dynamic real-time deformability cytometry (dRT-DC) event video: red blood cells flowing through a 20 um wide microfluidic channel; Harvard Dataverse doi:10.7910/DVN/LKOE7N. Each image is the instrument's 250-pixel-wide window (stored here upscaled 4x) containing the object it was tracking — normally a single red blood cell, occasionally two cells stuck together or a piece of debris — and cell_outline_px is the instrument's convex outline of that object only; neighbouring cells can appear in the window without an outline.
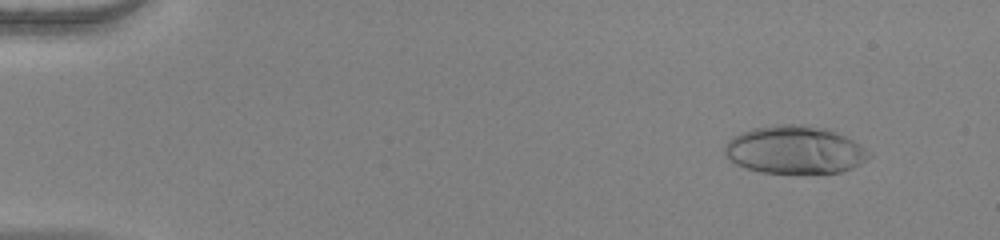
{"species": "human", "species_latin": "Homo sapiens", "temperature_condition": "warm", "stored_images_in_passage": 53, "camera_frame_rate_fps": 3000, "um_per_image_px": 0.085, "donor": {"sex": "female"}, "frame": {"image": 1, "passage_image": 6, "time_ms": 1.667, "image_size_px": [1000, 240], "cell_outline_px": [[872, 156], [860, 164], [852, 168], [840, 172], [764, 172], [744, 168], [728, 160], [724, 156], [724, 144], [732, 136], [740, 132], [752, 128], [772, 124], [804, 124], [828, 128], [860, 144], [872, 152]], "centroid_in_image_um": [67.52, 12.71], "position_along_channel_um": 17.5, "area_um2": 40.63}}
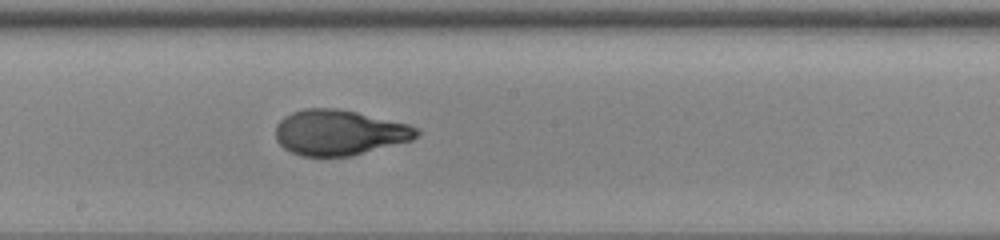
{"frame": {"image": 2, "passage_image": 31, "time_ms": 10.0, "image_size_px": [1000, 240], "cell_outline_px": [[420, 132], [412, 140], [348, 156], [300, 156], [284, 148], [276, 140], [276, 124], [284, 116], [292, 112], [304, 108], [336, 108], [356, 112], [408, 124], [420, 128]], "centroid_in_image_um": [28.81, 11.25], "position_along_channel_um": 219.4, "area_um2": 37.11}}
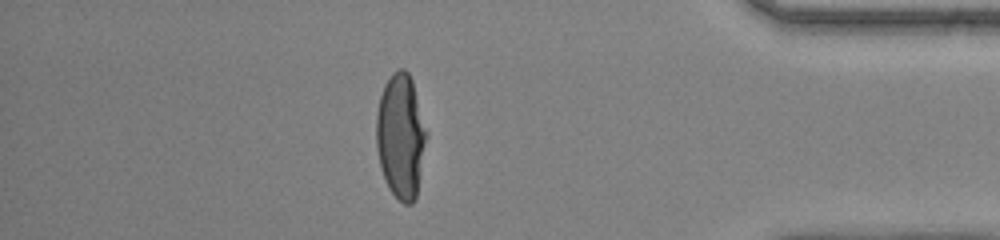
{"frame": {"image": 3, "passage_image": 47, "time_ms": 15.333, "image_size_px": [1000, 240], "cell_outline_px": [[428, 136], [416, 200], [412, 204], [404, 204], [388, 188], [380, 168], [376, 148], [376, 112], [380, 96], [384, 84], [392, 72], [400, 68], [404, 68], [408, 72], [412, 80], [428, 132]], "centroid_in_image_um": [34.07, 11.58], "position_along_channel_um": 401.1, "area_um2": 37.11}, "authors_computed_cell_mechanics": {"area_um2": 37.1076, "velocity_mm_per_s": 3.9881, "shape_relaxation_time_tau1_ms": 8.2127, "shape_relaxation_time_tau2_ms": null, "deformation_change_tau1": 0.3726, "deformation_change_tau2": null}}